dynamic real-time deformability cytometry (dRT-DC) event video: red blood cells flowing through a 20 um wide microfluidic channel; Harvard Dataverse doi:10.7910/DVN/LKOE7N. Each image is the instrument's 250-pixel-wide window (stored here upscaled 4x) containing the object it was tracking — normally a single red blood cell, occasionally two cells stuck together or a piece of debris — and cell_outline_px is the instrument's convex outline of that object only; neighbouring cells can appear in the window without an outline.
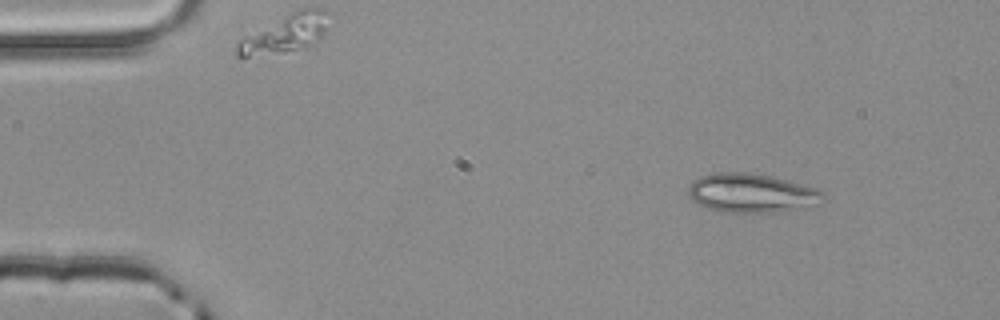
{"species": "common noctule bat (a hibernating species)", "species_latin": "Nyctalus noctula", "temperature_condition": "room temperature", "stored_images_in_passage": 4, "camera_frame_rate_fps": 3000, "um_per_image_px": 0.085, "animal": {"sex": "male", "body_mass_g": 20.4}, "frame": {"image": 1, "passage_image": 1, "time_ms": 0.0, "image_size_px": [1000, 320], "cell_outline_px": [[824, 196], [788, 208], [772, 212], [720, 212], [708, 208], [692, 200], [688, 196], [688, 188], [692, 180], [700, 176], [712, 172], [748, 172], [772, 176], [816, 188], [824, 192]], "centroid_in_image_um": [63.66, 16.36], "position_along_channel_um": 21.3, "area_um2": 29.54}}